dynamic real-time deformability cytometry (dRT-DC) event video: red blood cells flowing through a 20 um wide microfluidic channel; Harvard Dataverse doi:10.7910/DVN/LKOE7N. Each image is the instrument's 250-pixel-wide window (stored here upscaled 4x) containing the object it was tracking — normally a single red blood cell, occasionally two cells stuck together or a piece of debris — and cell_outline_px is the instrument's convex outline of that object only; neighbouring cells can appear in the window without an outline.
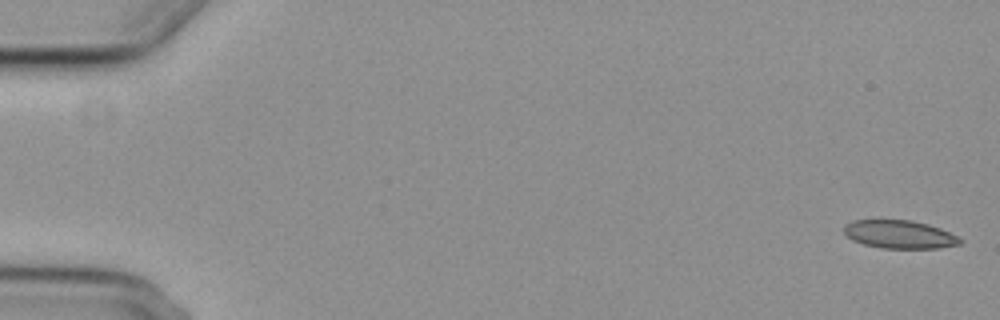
{"species": "common noctule bat (a hibernating species)", "species_latin": "Nyctalus noctula", "temperature_condition": "cold", "stored_images_in_passage": 4, "camera_frame_rate_fps": 3000, "um_per_image_px": 0.085, "animal": {"sex": "female", "body_mass_g": 29.2, "forearm_length_mm": 56.3}, "frame": {"image": 1, "passage_image": 1, "time_ms": 0.0, "image_size_px": [1000, 320], "cell_outline_px": [[964, 240], [960, 244], [936, 248], [880, 248], [864, 244], [852, 240], [844, 232], [844, 224], [852, 220], [912, 220], [928, 224], [940, 228]], "centroid_in_image_um": [76.44, 19.92], "position_along_channel_um": 8.6, "area_um2": 19.02}}